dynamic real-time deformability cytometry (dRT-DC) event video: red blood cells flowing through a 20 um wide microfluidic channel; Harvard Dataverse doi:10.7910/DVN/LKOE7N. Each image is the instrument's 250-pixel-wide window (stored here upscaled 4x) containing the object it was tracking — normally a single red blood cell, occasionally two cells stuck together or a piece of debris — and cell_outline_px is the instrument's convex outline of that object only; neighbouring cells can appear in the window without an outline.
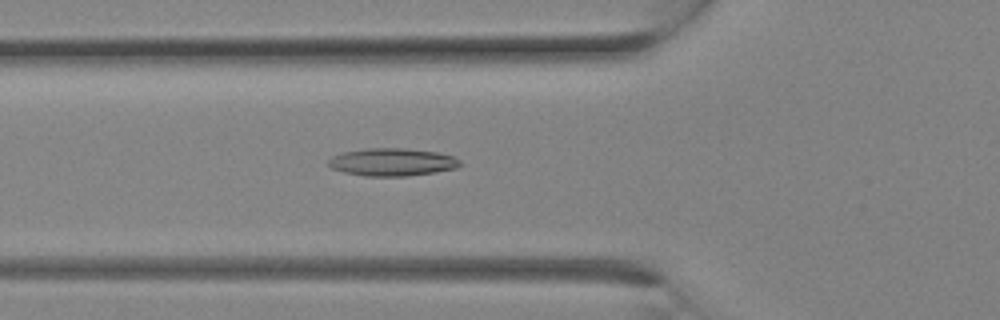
{"species": "Egyptian fruit bat (a non-hibernating species)", "species_latin": "Rousettus aegyptiacus", "temperature_condition": "room temperature", "stored_images_in_passage": 22, "camera_frame_rate_fps": 3000, "um_per_image_px": 0.085, "animal": {"sex": "female"}, "frame": {"image": 1, "passage_image": 5, "time_ms": 1.333, "image_size_px": [1000, 320], "cell_outline_px": [[464, 164], [456, 168], [436, 172], [408, 176], [364, 176], [344, 172], [332, 168], [328, 164], [328, 160], [332, 156], [340, 152], [368, 148], [404, 148], [436, 152], [452, 156], [460, 160]], "centroid_in_image_um": [33.34, 13.77], "position_along_channel_um": 92.5, "area_um2": 21.39}}
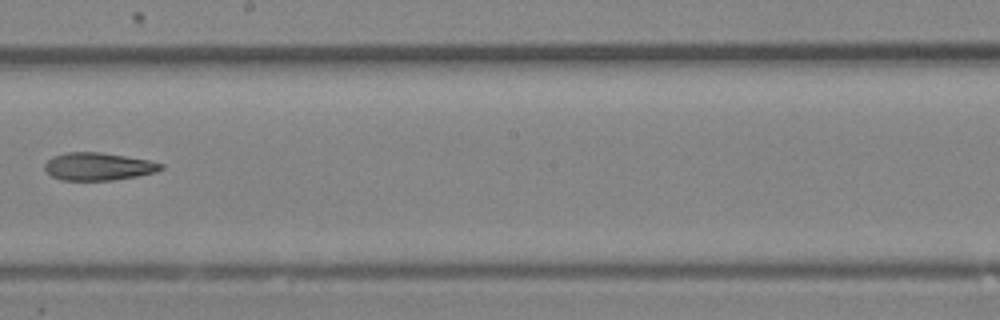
{"frame": {"image": 2, "passage_image": 11, "time_ms": 3.333, "image_size_px": [1000, 320], "cell_outline_px": [[164, 168], [156, 172], [136, 176], [112, 180], [60, 180], [52, 176], [44, 168], [44, 164], [52, 156], [68, 152], [100, 152], [148, 160], [164, 164]], "centroid_in_image_um": [8.34, 14.15], "position_along_channel_um": 239.9, "area_um2": 18.67}}
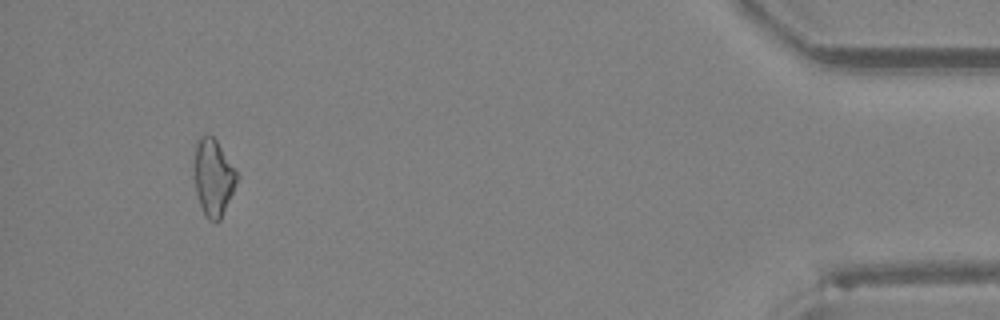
{"frame": {"image": 3, "passage_image": 21, "time_ms": 6.667, "image_size_px": [1000, 320], "cell_outline_px": [[240, 176], [220, 220], [216, 224], [208, 220], [204, 216], [196, 192], [196, 140], [200, 136], [212, 136], [216, 140], [236, 168]], "centroid_in_image_um": [18.18, 15.13], "position_along_channel_um": 417.0, "area_um2": 18.96}}